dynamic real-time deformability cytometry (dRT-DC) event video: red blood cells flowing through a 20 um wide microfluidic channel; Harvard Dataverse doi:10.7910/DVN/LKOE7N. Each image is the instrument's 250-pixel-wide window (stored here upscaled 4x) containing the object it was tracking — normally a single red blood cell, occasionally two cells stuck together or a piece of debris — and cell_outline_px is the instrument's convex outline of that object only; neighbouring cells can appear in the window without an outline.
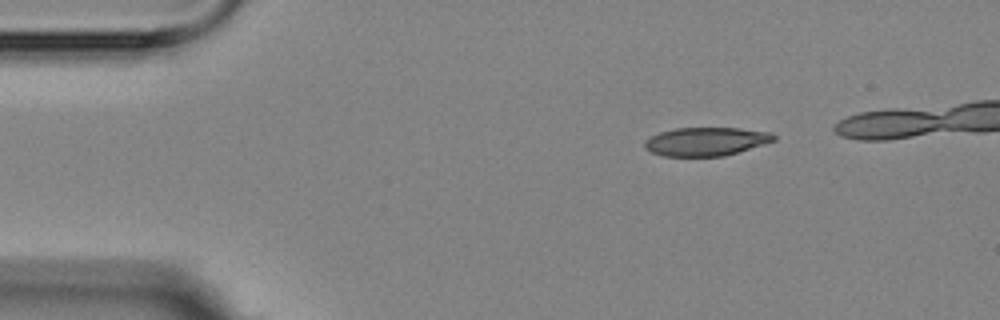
{"species": "Egyptian fruit bat (a non-hibernating species)", "species_latin": "Rousettus aegyptiacus", "temperature_condition": "room temperature", "stored_images_in_passage": 5, "camera_frame_rate_fps": 3000, "um_per_image_px": 0.085, "animal": {"sex": "female"}, "frame": {"image": 1, "passage_image": 1, "time_ms": 0.0, "image_size_px": [1000, 320], "cell_outline_px": [[776, 140], [724, 156], [664, 156], [652, 152], [644, 148], [644, 140], [660, 132], [676, 128], [740, 128], [772, 132], [776, 136]], "centroid_in_image_um": [60.01, 12.02], "position_along_channel_um": 25.0, "area_um2": 21.39}}